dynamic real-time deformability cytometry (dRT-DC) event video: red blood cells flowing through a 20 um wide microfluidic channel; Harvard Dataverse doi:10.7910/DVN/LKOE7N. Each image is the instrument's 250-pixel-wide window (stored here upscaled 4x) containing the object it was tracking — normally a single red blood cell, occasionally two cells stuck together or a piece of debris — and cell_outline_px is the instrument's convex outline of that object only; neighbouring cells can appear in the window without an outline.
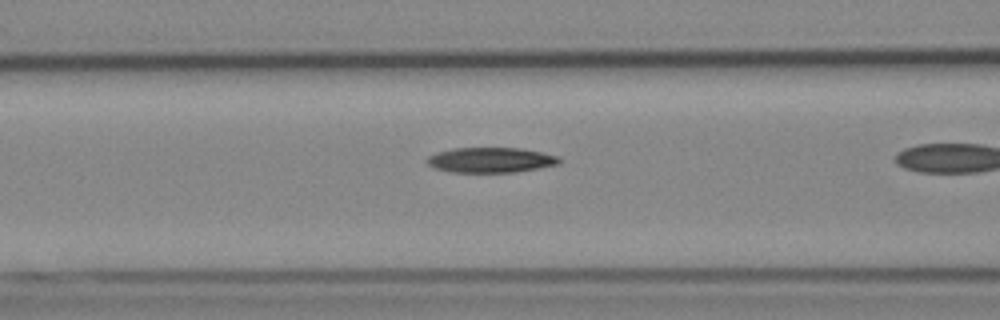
{"species": "Egyptian fruit bat (a non-hibernating species)", "species_latin": "Rousettus aegyptiacus", "temperature_condition": "cold", "stored_images_in_passage": 20, "camera_frame_rate_fps": 3000, "um_per_image_px": 0.085, "animal": {"sex": "female"}, "frame": {"image": 1, "passage_image": 15, "time_ms": 4.667, "image_size_px": [1000, 320], "cell_outline_px": [[560, 164], [540, 168], [516, 172], [448, 172], [436, 168], [428, 164], [424, 160], [428, 156], [436, 152], [452, 148], [520, 148], [560, 156]], "centroid_in_image_um": [41.7, 13.6], "position_along_channel_um": 124.9, "area_um2": 19.54}}